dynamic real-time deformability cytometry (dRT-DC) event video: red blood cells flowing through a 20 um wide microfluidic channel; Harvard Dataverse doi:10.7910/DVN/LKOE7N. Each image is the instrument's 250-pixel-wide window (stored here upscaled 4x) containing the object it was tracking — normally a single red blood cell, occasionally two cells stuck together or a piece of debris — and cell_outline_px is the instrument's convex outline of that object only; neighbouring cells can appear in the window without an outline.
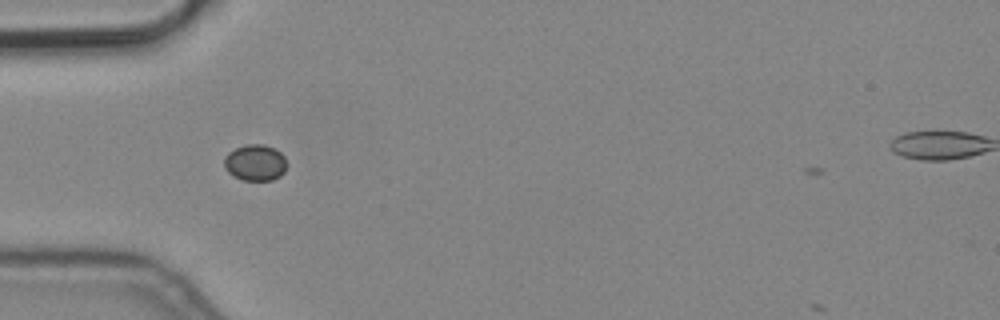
{"species": "common noctule bat (a hibernating species)", "species_latin": "Nyctalus noctula", "temperature_condition": "cold", "stored_images_in_passage": 1, "camera_frame_rate_fps": 3000, "um_per_image_px": 0.085, "animal": {"sex": "male", "body_mass_g": 19.2, "forearm_length_mm": 51.8}, "frame": {"image": 1, "passage_image": 1, "time_ms": 0.0, "image_size_px": [1000, 320], "cell_outline_px": [[288, 164], [284, 172], [280, 176], [272, 180], [244, 180], [232, 176], [224, 168], [224, 156], [228, 152], [236, 148], [248, 144], [264, 144], [276, 148], [284, 156]], "centroid_in_image_um": [21.7, 13.82], "position_along_channel_um": 63.3, "area_um2": 13.47}}